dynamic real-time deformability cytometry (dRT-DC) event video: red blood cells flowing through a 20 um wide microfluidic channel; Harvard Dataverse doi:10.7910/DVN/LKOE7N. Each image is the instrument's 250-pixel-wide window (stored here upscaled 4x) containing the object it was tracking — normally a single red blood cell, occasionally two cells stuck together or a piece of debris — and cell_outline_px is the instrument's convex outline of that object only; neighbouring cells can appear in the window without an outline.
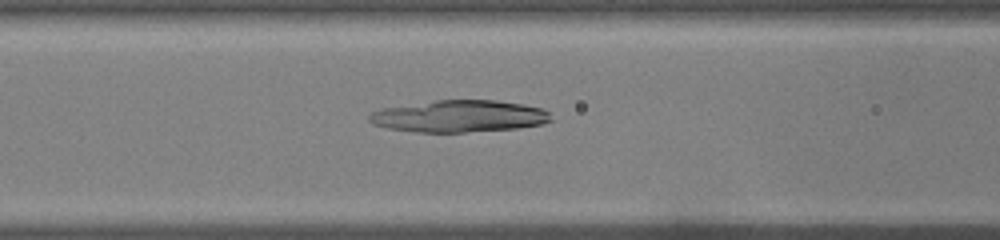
{"species": "common noctule bat (a hibernating species)", "species_latin": "Nyctalus noctula", "temperature_condition": "warm", "stored_images_in_passage": 43, "camera_frame_rate_fps": 3000, "um_per_image_px": 0.085, "animal": {"sex": "male", "body_mass_g": 19.0, "forearm_length_mm": 50.8}, "frame": {"image": 1, "passage_image": 14, "time_ms": 4.333, "image_size_px": [1000, 240], "cell_outline_px": [[552, 120], [544, 124], [516, 128], [464, 132], [416, 132], [388, 128], [372, 124], [368, 120], [368, 116], [372, 112], [384, 108], [436, 100], [496, 100], [524, 104], [540, 108], [548, 112]], "centroid_in_image_um": [39.03, 9.88], "position_along_channel_um": 127.6, "area_um2": 33.7}}
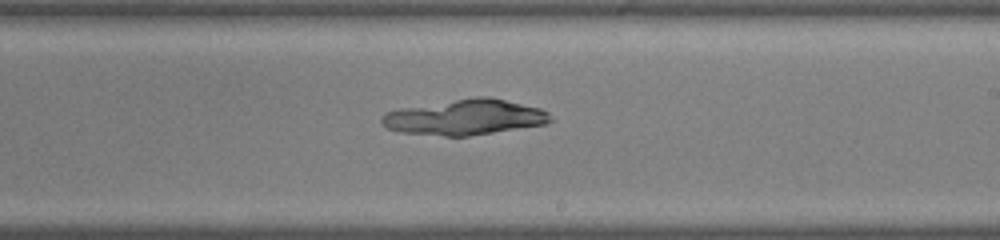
{"frame": {"image": 2, "passage_image": 23, "time_ms": 7.333, "image_size_px": [1000, 240], "cell_outline_px": [[552, 120], [544, 124], [468, 136], [444, 136], [400, 132], [388, 128], [380, 120], [380, 116], [384, 112], [400, 108], [476, 96], [488, 96], [540, 108], [548, 112], [552, 116]], "centroid_in_image_um": [39.49, 9.95], "position_along_channel_um": 249.5, "area_um2": 34.74}}
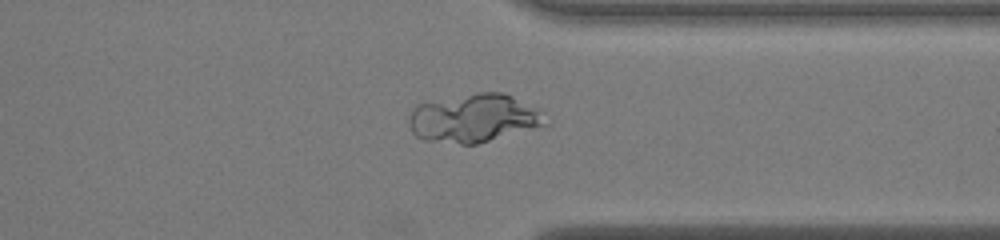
{"frame": {"image": 3, "passage_image": 32, "time_ms": 10.333, "image_size_px": [1000, 240], "cell_outline_px": [[552, 120], [548, 124], [476, 144], [460, 144], [424, 140], [416, 136], [412, 132], [408, 124], [408, 116], [412, 108], [416, 104], [476, 92], [504, 92], [540, 108]], "centroid_in_image_um": [40.31, 10.03], "position_along_channel_um": 371.1, "area_um2": 39.07}}